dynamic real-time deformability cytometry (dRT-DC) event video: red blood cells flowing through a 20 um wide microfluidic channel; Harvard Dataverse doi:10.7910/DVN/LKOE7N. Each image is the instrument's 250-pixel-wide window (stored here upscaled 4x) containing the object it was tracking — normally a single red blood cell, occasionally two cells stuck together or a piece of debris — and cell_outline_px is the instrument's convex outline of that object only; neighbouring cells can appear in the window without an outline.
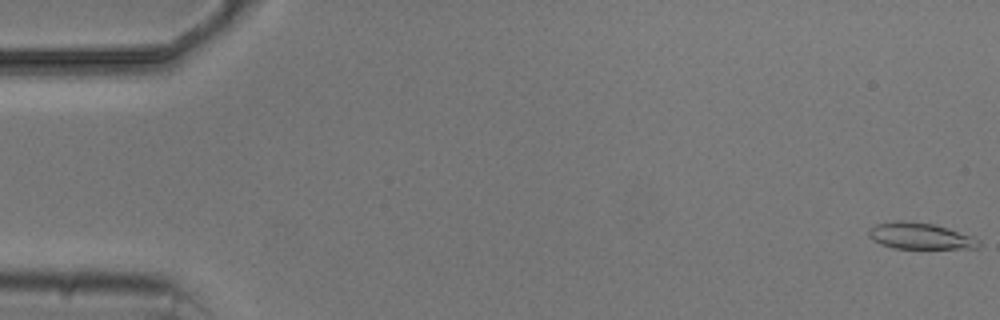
{"species": "common noctule bat (a hibernating species)", "species_latin": "Nyctalus noctula", "temperature_condition": "cold", "stored_images_in_passage": 7, "camera_frame_rate_fps": 3000, "um_per_image_px": 0.085, "animal": {"sex": "male", "body_mass_g": 20.5, "forearm_length_mm": 52.5}, "frame": {"image": 1, "passage_image": 1, "time_ms": 0.0, "image_size_px": [1000, 320], "cell_outline_px": [[980, 244], [976, 248], [892, 248], [880, 244], [872, 240], [868, 236], [868, 228], [876, 224], [896, 220], [900, 220], [936, 224], [972, 236], [980, 240]], "centroid_in_image_um": [78.16, 20.05], "position_along_channel_um": 6.8, "area_um2": 16.99}}
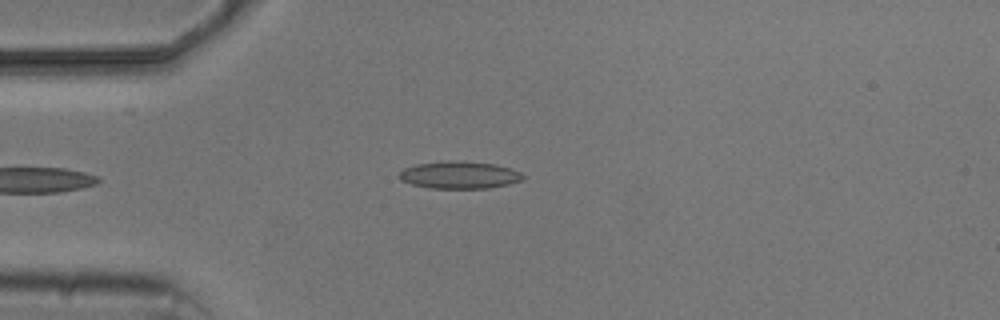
{"frame": {"image": 2, "passage_image": 7, "time_ms": 8.0, "image_size_px": [1000, 320], "cell_outline_px": [[524, 176], [520, 180], [508, 184], [488, 188], [432, 188], [412, 184], [400, 180], [400, 172], [404, 168], [416, 164], [444, 160], [460, 160], [496, 164], [512, 168], [520, 172]], "centroid_in_image_um": [39.05, 14.85], "position_along_channel_um": 46.0, "area_um2": 19.77}}